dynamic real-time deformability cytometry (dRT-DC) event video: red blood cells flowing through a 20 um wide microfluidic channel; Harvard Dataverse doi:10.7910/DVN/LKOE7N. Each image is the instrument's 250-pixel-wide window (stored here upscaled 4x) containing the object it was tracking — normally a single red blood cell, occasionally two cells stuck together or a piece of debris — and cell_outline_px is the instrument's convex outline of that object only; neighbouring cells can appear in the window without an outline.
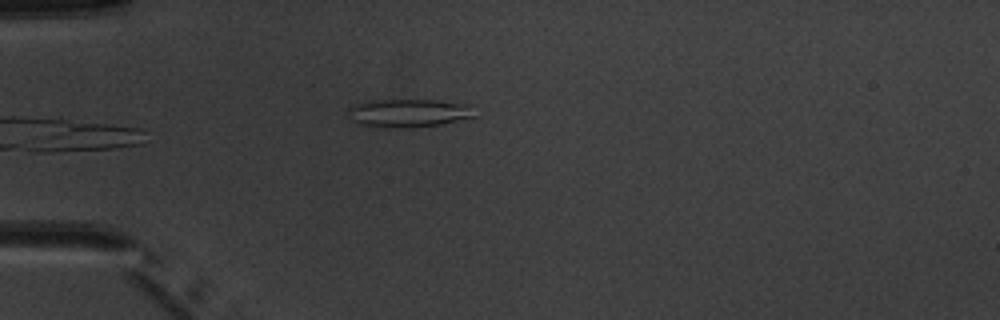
{"species": "common noctule bat (a hibernating species)", "species_latin": "Nyctalus noctula", "temperature_condition": "warm", "stored_images_in_passage": 4, "camera_frame_rate_fps": 3000, "um_per_image_px": 0.085, "animal": {"sex": "male", "body_mass_g": 20.1, "forearm_length_mm": 53.5}, "frame": {"image": 1, "passage_image": 4, "time_ms": 3.333, "image_size_px": [1000, 320], "cell_outline_px": [[480, 116], [440, 124], [408, 128], [384, 128], [364, 124], [352, 120], [348, 108], [356, 104], [368, 100], [440, 100], [472, 104]], "centroid_in_image_um": [34.87, 9.6], "position_along_channel_um": 50.1, "area_um2": 21.15}}